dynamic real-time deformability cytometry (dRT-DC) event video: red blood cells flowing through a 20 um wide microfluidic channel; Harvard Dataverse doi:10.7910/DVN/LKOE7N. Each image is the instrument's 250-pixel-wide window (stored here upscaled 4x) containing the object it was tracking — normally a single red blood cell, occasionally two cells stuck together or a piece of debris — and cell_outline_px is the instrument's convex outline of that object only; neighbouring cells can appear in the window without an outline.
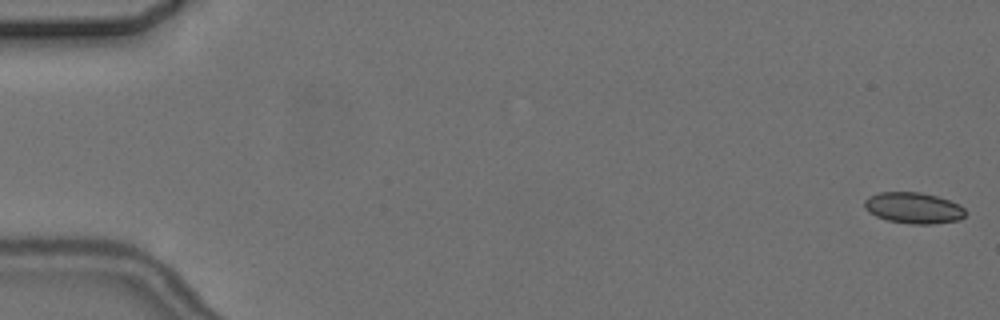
{"species": "common noctule bat (a hibernating species)", "species_latin": "Nyctalus noctula", "temperature_condition": "cold", "stored_images_in_passage": 6, "camera_frame_rate_fps": 3000, "um_per_image_px": 0.085, "animal": {"sex": "female", "body_mass_g": 24.6, "forearm_length_mm": 56.2}, "frame": {"image": 1, "passage_image": 1, "time_ms": 0.0, "image_size_px": [1000, 320], "cell_outline_px": [[968, 212], [960, 220], [932, 224], [912, 224], [888, 220], [876, 216], [868, 212], [864, 208], [864, 200], [868, 196], [880, 192], [920, 192], [936, 196], [960, 204]], "centroid_in_image_um": [77.65, 17.67], "position_along_channel_um": 7.3, "area_um2": 18.44}}
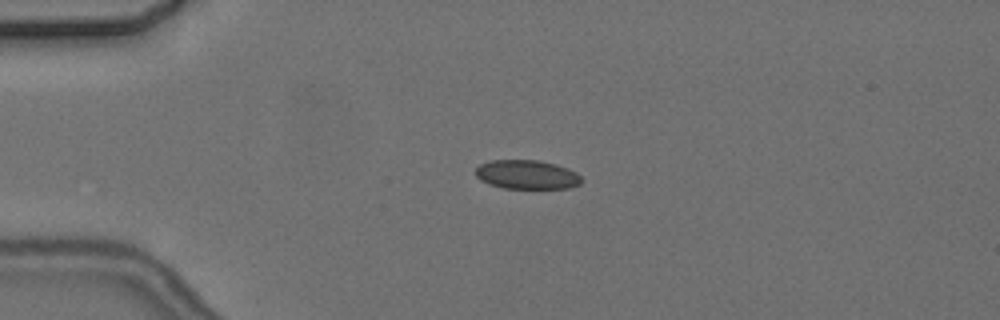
{"frame": {"image": 2, "passage_image": 4, "time_ms": 4.333, "image_size_px": [1000, 320], "cell_outline_px": [[584, 180], [580, 184], [568, 188], [504, 188], [488, 184], [480, 180], [476, 176], [476, 168], [480, 164], [488, 160], [540, 160], [556, 164], [568, 168], [576, 172]], "centroid_in_image_um": [44.79, 14.83], "position_along_channel_um": 40.2, "area_um2": 18.09}}
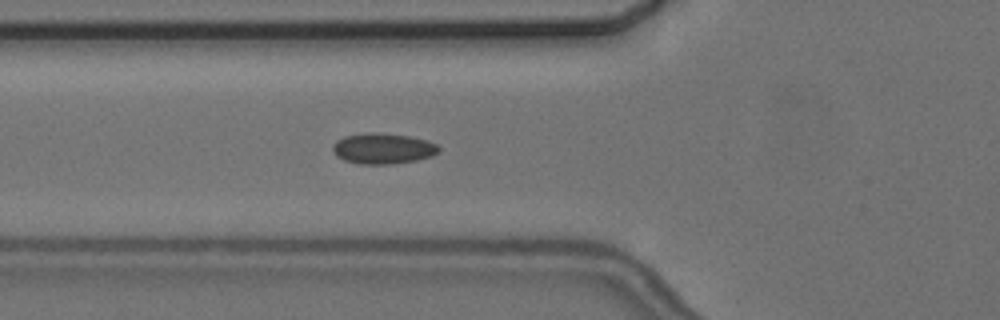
{"frame": {"image": 3, "passage_image": 6, "time_ms": 6.667, "image_size_px": [1000, 320], "cell_outline_px": [[440, 152], [432, 156], [416, 160], [392, 164], [360, 164], [344, 160], [336, 156], [332, 148], [332, 144], [336, 140], [344, 136], [372, 132], [408, 136], [428, 140], [436, 144], [440, 148]], "centroid_in_image_um": [32.55, 12.63], "position_along_channel_um": 93.3, "area_um2": 19.02}}